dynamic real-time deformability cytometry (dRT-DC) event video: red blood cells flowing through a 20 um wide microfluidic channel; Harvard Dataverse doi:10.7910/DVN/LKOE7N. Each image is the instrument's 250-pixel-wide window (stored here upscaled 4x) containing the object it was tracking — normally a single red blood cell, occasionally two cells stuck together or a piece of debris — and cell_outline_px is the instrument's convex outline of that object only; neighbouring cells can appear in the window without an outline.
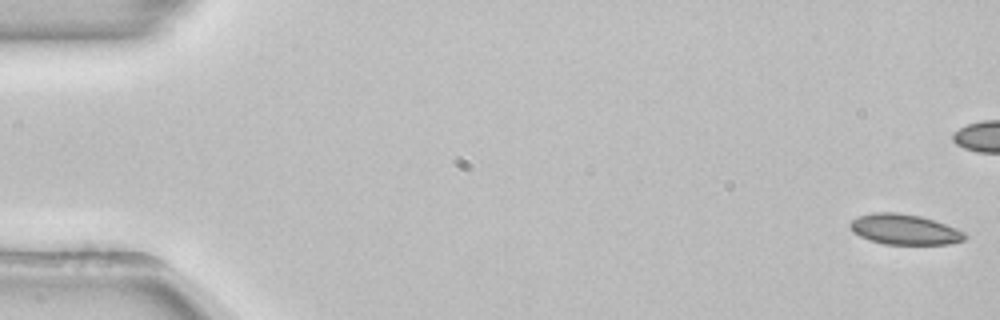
{"species": "common noctule bat (a hibernating species)", "species_latin": "Nyctalus noctula", "temperature_condition": "room temperature", "stored_images_in_passage": 54, "camera_frame_rate_fps": 3000, "um_per_image_px": 0.085, "animal": {"sex": "female", "body_mass_g": 22.7, "forearm_length_mm": 54.2}, "frame": {"image": 1, "passage_image": 1, "time_ms": 0.0, "image_size_px": [1000, 320], "cell_outline_px": [[968, 236], [964, 240], [948, 244], [884, 244], [868, 240], [852, 232], [848, 224], [852, 220], [860, 216], [872, 212], [896, 212], [920, 216], [936, 220], [956, 228], [964, 232]], "centroid_in_image_um": [76.87, 19.5], "position_along_channel_um": 8.1, "area_um2": 20.46}}
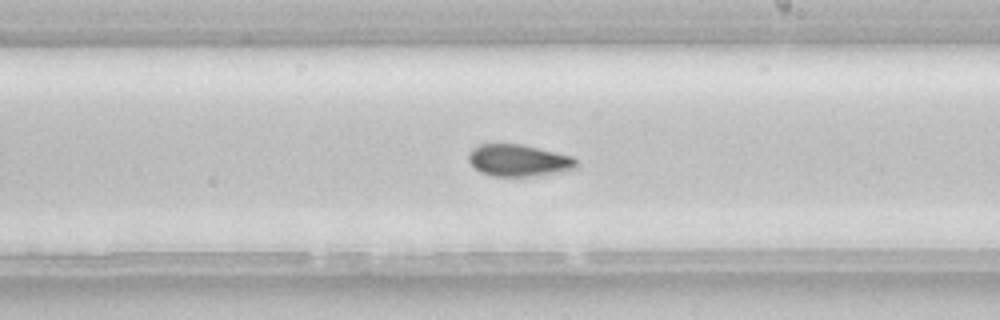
{"frame": {"image": 2, "passage_image": 31, "time_ms": 10.0, "image_size_px": [1000, 320], "cell_outline_px": [[576, 168], [564, 172], [536, 176], [492, 176], [480, 172], [468, 160], [468, 152], [472, 148], [480, 144], [520, 144], [556, 152], [572, 156], [576, 160]], "centroid_in_image_um": [44.08, 13.64], "position_along_channel_um": 244.9, "area_um2": 20.11}}